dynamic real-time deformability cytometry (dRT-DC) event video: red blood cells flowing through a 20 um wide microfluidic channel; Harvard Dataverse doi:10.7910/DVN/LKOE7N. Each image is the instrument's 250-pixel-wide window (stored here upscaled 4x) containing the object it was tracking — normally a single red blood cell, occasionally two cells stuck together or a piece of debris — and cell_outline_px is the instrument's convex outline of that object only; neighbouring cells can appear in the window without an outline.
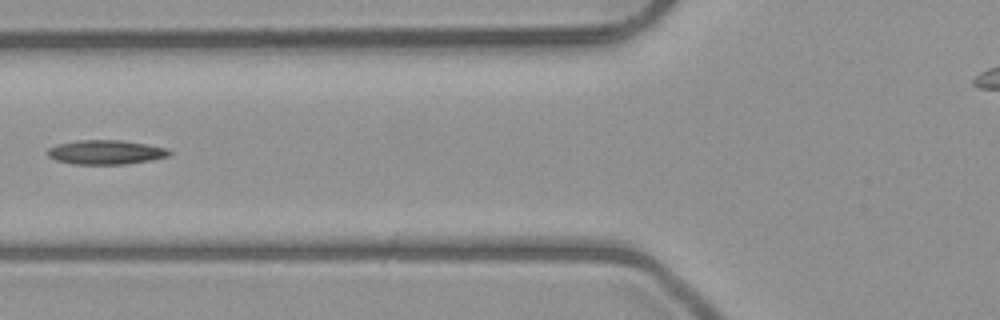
{"species": "common noctule bat (a hibernating species)", "species_latin": "Nyctalus noctula", "temperature_condition": "room temperature", "stored_images_in_passage": 2, "camera_frame_rate_fps": 3000, "um_per_image_px": 0.085, "animal": {"sex": "male", "body_mass_g": 23.1, "forearm_length_mm": 52.7}, "frame": {"image": 1, "passage_image": 2, "time_ms": 1.0, "image_size_px": [1000, 320], "cell_outline_px": [[172, 152], [168, 156], [148, 160], [124, 164], [76, 164], [56, 160], [48, 156], [48, 148], [56, 144], [76, 140], [120, 140], [144, 144], [164, 148]], "centroid_in_image_um": [8.93, 12.93], "position_along_channel_um": 116.9, "area_um2": 16.94}}